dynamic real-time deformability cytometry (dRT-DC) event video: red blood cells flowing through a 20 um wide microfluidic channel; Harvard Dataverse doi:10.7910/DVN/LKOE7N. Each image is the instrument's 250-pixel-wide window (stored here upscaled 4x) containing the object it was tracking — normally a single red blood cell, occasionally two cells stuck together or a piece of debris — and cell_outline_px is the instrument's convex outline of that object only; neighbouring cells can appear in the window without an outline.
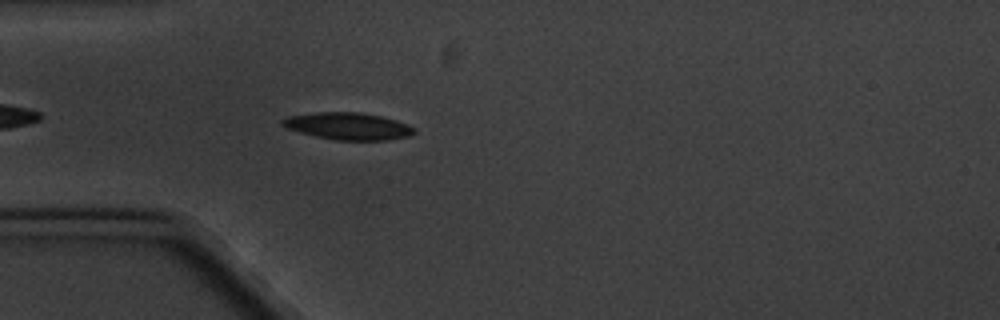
{"species": "common noctule bat (a hibernating species)", "species_latin": "Nyctalus noctula", "temperature_condition": "cold", "stored_images_in_passage": 5, "camera_frame_rate_fps": 3000, "um_per_image_px": 0.085, "animal": {"sex": "male", "body_mass_g": 20.1, "forearm_length_mm": 53.5}, "frame": {"image": 1, "passage_image": 5, "time_ms": 5.333, "image_size_px": [1000, 320], "cell_outline_px": [[416, 132], [412, 136], [388, 140], [336, 140], [316, 136], [300, 132], [288, 128], [280, 124], [280, 120], [288, 116], [316, 112], [356, 112], [380, 116], [396, 120], [408, 124], [416, 128]], "centroid_in_image_um": [29.62, 10.72], "position_along_channel_um": 55.4, "area_um2": 20.87}}